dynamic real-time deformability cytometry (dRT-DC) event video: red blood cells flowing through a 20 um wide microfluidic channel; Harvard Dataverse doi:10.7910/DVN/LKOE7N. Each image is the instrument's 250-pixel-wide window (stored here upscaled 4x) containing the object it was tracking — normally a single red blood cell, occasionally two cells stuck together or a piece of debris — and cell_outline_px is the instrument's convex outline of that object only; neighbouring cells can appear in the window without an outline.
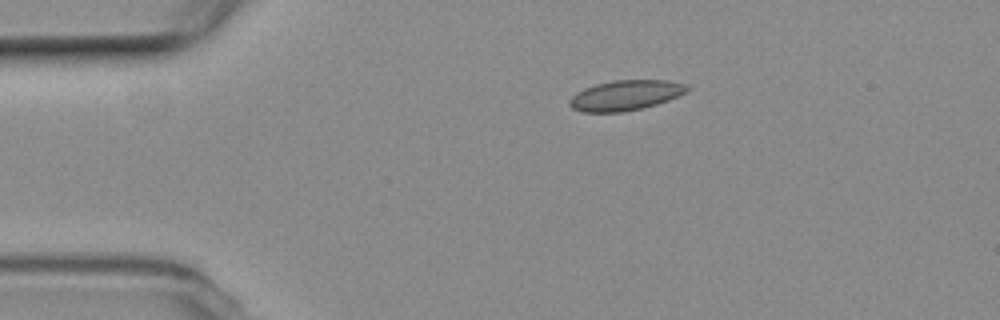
{"species": "common noctule bat (a hibernating species)", "species_latin": "Nyctalus noctula", "temperature_condition": "room temperature", "stored_images_in_passage": 45, "camera_frame_rate_fps": 3000, "um_per_image_px": 0.085, "animal": {"sex": "female", "body_mass_g": 19.3, "forearm_length_mm": 54.1}, "frame": {"image": 1, "passage_image": 1, "time_ms": 0.0, "image_size_px": [1000, 320], "cell_outline_px": [[688, 92], [668, 100], [644, 108], [624, 112], [580, 112], [572, 108], [568, 104], [568, 100], [576, 92], [584, 88], [596, 84], [612, 80], [668, 80], [684, 84], [688, 88]], "centroid_in_image_um": [53.13, 8.11], "position_along_channel_um": 31.9, "area_um2": 20.81}}
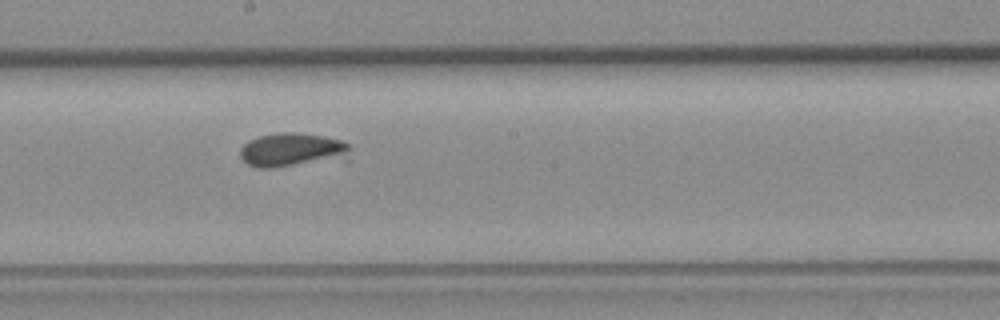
{"frame": {"image": 2, "passage_image": 20, "time_ms": 6.333, "image_size_px": [1000, 320], "cell_outline_px": [[348, 160], [272, 168], [256, 168], [248, 164], [240, 156], [240, 148], [248, 140], [260, 136], [276, 132], [296, 132], [324, 136], [340, 140], [348, 144]], "centroid_in_image_um": [24.85, 12.76], "position_along_channel_um": 223.3, "area_um2": 22.2}}
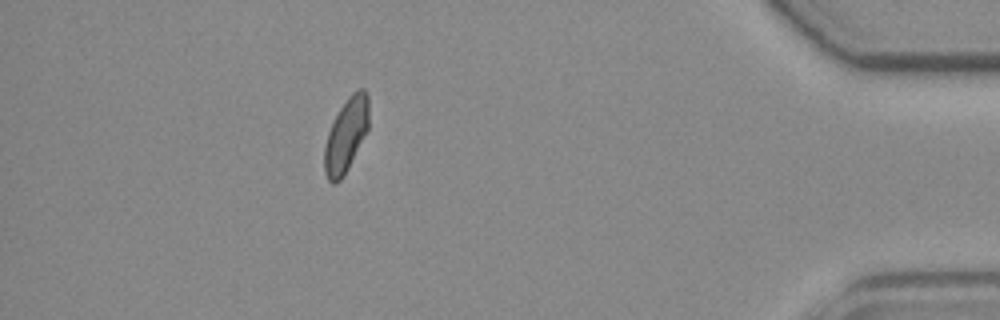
{"frame": {"image": 3, "passage_image": 39, "time_ms": 12.667, "image_size_px": [1000, 320], "cell_outline_px": [[368, 128], [340, 180], [336, 184], [332, 184], [328, 180], [324, 172], [324, 148], [328, 132], [340, 108], [348, 96], [352, 92], [360, 88], [364, 88], [368, 96]], "centroid_in_image_um": [29.39, 11.46], "position_along_channel_um": 405.8, "area_um2": 18.61}}